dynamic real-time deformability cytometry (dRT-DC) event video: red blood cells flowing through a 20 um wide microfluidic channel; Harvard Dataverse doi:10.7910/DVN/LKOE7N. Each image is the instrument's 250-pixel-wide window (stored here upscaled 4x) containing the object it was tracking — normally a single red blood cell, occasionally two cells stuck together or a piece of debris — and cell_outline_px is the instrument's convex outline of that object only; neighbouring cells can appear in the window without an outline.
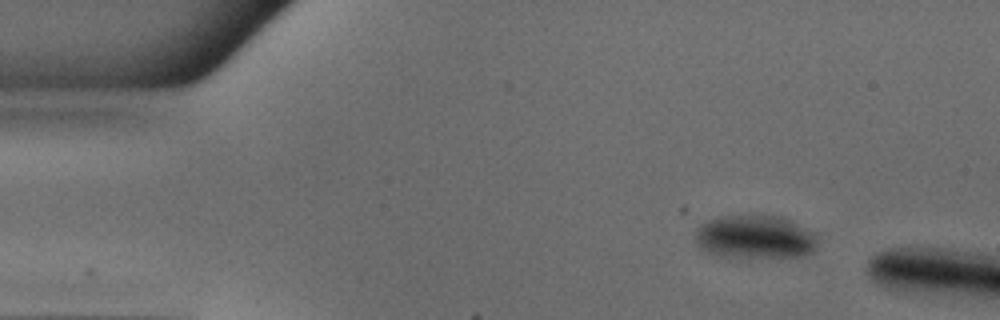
{"species": "common noctule bat (a hibernating species)", "species_latin": "Nyctalus noctula", "temperature_condition": "warm", "stored_images_in_passage": 3, "camera_frame_rate_fps": 3000, "um_per_image_px": 0.085, "animal": {"sex": "male", "body_mass_g": 18.8}, "frame": {"image": 1, "passage_image": 1, "time_ms": 0.0, "image_size_px": [1000, 320], "cell_outline_px": [[816, 248], [812, 252], [804, 256], [748, 260], [712, 256], [700, 248], [696, 244], [696, 228], [700, 224], [724, 216], [780, 216], [792, 220], [816, 232]], "centroid_in_image_um": [64.19, 20.21], "position_along_channel_um": 20.8, "area_um2": 32.19}}